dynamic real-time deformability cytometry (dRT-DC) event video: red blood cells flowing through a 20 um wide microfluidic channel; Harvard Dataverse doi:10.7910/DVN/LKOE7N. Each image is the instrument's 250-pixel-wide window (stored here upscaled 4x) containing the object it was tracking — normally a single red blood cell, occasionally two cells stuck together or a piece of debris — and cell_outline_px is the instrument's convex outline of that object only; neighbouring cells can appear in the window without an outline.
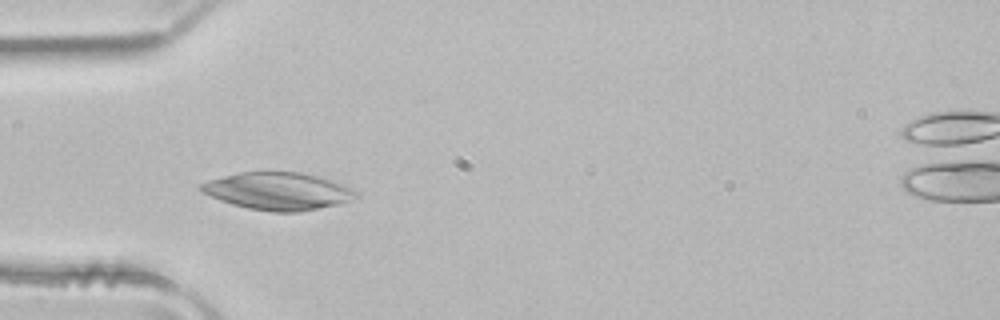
{"species": "common noctule bat (a hibernating species)", "species_latin": "Nyctalus noctula", "temperature_condition": "room temperature", "stored_images_in_passage": 37, "camera_frame_rate_fps": 3000, "um_per_image_px": 0.085, "animal": {"sex": "male", "body_mass_g": 21.5, "forearm_length_mm": 52.0}, "frame": {"image": 1, "passage_image": 1, "time_ms": 0.0, "image_size_px": [1000, 320], "cell_outline_px": [[360, 196], [340, 204], [300, 212], [272, 212], [248, 208], [232, 204], [220, 200], [200, 192], [196, 188], [200, 184], [208, 180], [240, 172], [300, 172], [316, 176], [344, 184], [360, 192]], "centroid_in_image_um": [23.64, 16.25], "position_along_channel_um": 61.4, "area_um2": 34.04}}
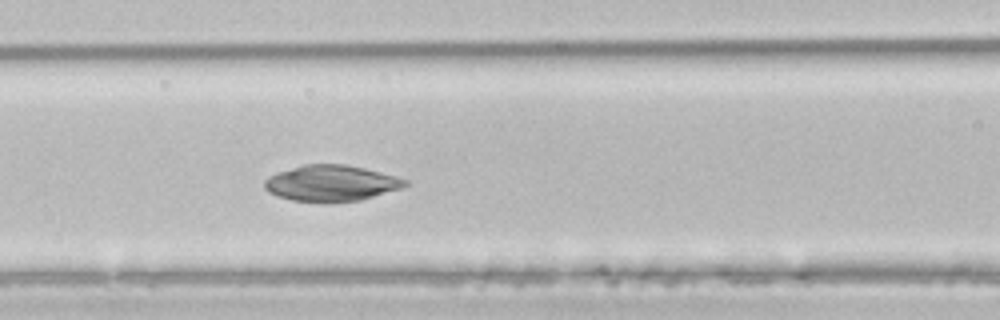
{"frame": {"image": 2, "passage_image": 7, "time_ms": 2.0, "image_size_px": [1000, 320], "cell_outline_px": [[412, 184], [400, 188], [360, 200], [328, 204], [292, 200], [276, 196], [268, 192], [264, 188], [264, 180], [268, 176], [276, 172], [304, 164], [344, 164], [364, 168], [396, 176], [408, 180]], "centroid_in_image_um": [28.12, 15.59], "position_along_channel_um": 138.5, "area_um2": 30.0}}
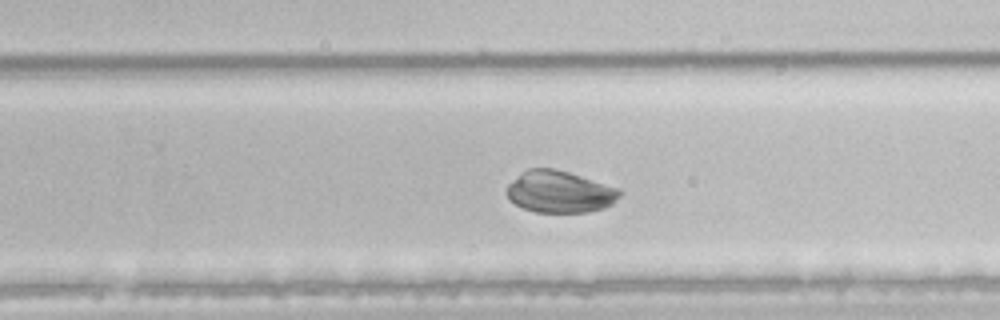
{"frame": {"image": 3, "passage_image": 18, "time_ms": 5.667, "image_size_px": [1000, 320], "cell_outline_px": [[624, 192], [612, 204], [604, 208], [588, 212], [536, 212], [524, 208], [508, 200], [504, 192], [508, 184], [512, 180], [528, 168], [552, 168], [568, 172], [620, 188]], "centroid_in_image_um": [47.57, 16.3], "position_along_channel_um": 282.2, "area_um2": 27.74}, "authors_computed_cell_mechanics": {"area_um2": 29.9982, "velocity_mm_per_s": 3.9334, "shape_relaxation_time_tau1_ms": 5.1923, "shape_relaxation_time_tau2_ms": null, "deformation_change_tau1": 0.2188, "deformation_change_tau2": null}}